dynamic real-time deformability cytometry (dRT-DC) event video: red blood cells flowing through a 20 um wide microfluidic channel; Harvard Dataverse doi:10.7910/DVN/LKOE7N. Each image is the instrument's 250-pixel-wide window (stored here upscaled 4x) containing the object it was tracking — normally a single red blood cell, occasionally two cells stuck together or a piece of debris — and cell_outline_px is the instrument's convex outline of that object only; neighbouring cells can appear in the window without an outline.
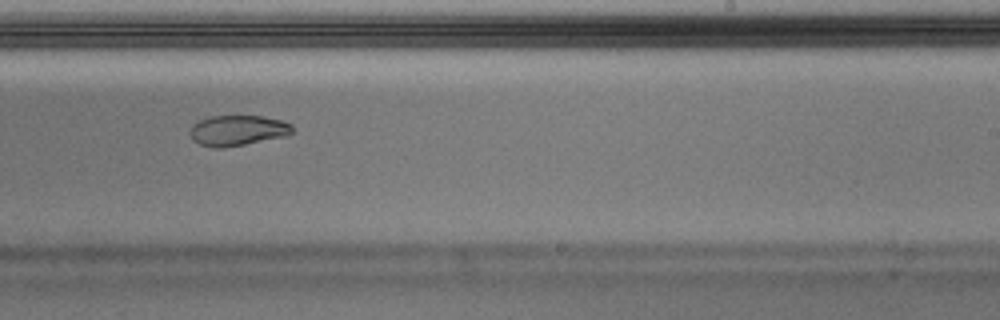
{"species": "Egyptian fruit bat (a non-hibernating species)", "species_latin": "Rousettus aegyptiacus", "temperature_condition": "warm", "stored_images_in_passage": 45, "camera_frame_rate_fps": 3000, "um_per_image_px": 0.085, "animal": {"sex": "male"}, "frame": {"image": 1, "passage_image": 32, "time_ms": 10.333, "image_size_px": [1000, 320], "cell_outline_px": [[292, 132], [288, 136], [224, 148], [216, 148], [200, 144], [192, 140], [188, 132], [192, 124], [208, 116], [260, 116], [280, 120], [292, 124]], "centroid_in_image_um": [20.17, 11.09], "position_along_channel_um": 268.8, "area_um2": 18.32}, "authors_computed_cell_mechanics": {"area_um2": 19.074, "velocity_mm_per_s": 4.0126, "shape_relaxation_time_tau1_ms": null, "shape_relaxation_time_tau2_ms": 5.2488, "deformation_change_tau1": null, "deformation_change_tau2": 0.0883}}